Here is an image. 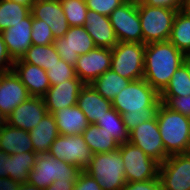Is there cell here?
Returning a JSON list of instances; mask_svg holds the SVG:
<instances>
[{"label":"cell","mask_w":190,"mask_h":190,"mask_svg":"<svg viewBox=\"0 0 190 190\" xmlns=\"http://www.w3.org/2000/svg\"><path fill=\"white\" fill-rule=\"evenodd\" d=\"M38 154L34 151L8 154L9 180L7 186L28 181L29 173L34 168Z\"/></svg>","instance_id":"484cf974"},{"label":"cell","mask_w":190,"mask_h":190,"mask_svg":"<svg viewBox=\"0 0 190 190\" xmlns=\"http://www.w3.org/2000/svg\"><path fill=\"white\" fill-rule=\"evenodd\" d=\"M30 11L33 18L44 20L49 25L55 39L63 37L69 30L60 0H35Z\"/></svg>","instance_id":"e0dca14e"},{"label":"cell","mask_w":190,"mask_h":190,"mask_svg":"<svg viewBox=\"0 0 190 190\" xmlns=\"http://www.w3.org/2000/svg\"><path fill=\"white\" fill-rule=\"evenodd\" d=\"M121 190H163L161 181L158 178L142 182H126Z\"/></svg>","instance_id":"f35d334b"},{"label":"cell","mask_w":190,"mask_h":190,"mask_svg":"<svg viewBox=\"0 0 190 190\" xmlns=\"http://www.w3.org/2000/svg\"><path fill=\"white\" fill-rule=\"evenodd\" d=\"M84 27L96 47L112 49L119 42L108 16L88 9Z\"/></svg>","instance_id":"ffe728a7"},{"label":"cell","mask_w":190,"mask_h":190,"mask_svg":"<svg viewBox=\"0 0 190 190\" xmlns=\"http://www.w3.org/2000/svg\"><path fill=\"white\" fill-rule=\"evenodd\" d=\"M81 170L50 154H38L34 168L29 173L30 184L45 190L54 181H76Z\"/></svg>","instance_id":"8992f818"},{"label":"cell","mask_w":190,"mask_h":190,"mask_svg":"<svg viewBox=\"0 0 190 190\" xmlns=\"http://www.w3.org/2000/svg\"><path fill=\"white\" fill-rule=\"evenodd\" d=\"M119 42L143 43L137 2L126 0L109 16Z\"/></svg>","instance_id":"30bf717a"},{"label":"cell","mask_w":190,"mask_h":190,"mask_svg":"<svg viewBox=\"0 0 190 190\" xmlns=\"http://www.w3.org/2000/svg\"><path fill=\"white\" fill-rule=\"evenodd\" d=\"M160 103V94L141 78L130 81L112 100V107L122 115L130 133L139 124L154 119Z\"/></svg>","instance_id":"6da1fadb"},{"label":"cell","mask_w":190,"mask_h":190,"mask_svg":"<svg viewBox=\"0 0 190 190\" xmlns=\"http://www.w3.org/2000/svg\"><path fill=\"white\" fill-rule=\"evenodd\" d=\"M111 61V49L95 47L90 52L79 55L75 66L76 75L85 85L91 84L110 69Z\"/></svg>","instance_id":"5bb4252c"},{"label":"cell","mask_w":190,"mask_h":190,"mask_svg":"<svg viewBox=\"0 0 190 190\" xmlns=\"http://www.w3.org/2000/svg\"><path fill=\"white\" fill-rule=\"evenodd\" d=\"M8 170V154L0 150V189L7 187L9 180Z\"/></svg>","instance_id":"7bdbcfd3"},{"label":"cell","mask_w":190,"mask_h":190,"mask_svg":"<svg viewBox=\"0 0 190 190\" xmlns=\"http://www.w3.org/2000/svg\"><path fill=\"white\" fill-rule=\"evenodd\" d=\"M29 134L34 152L47 154L51 144L60 135L53 114L47 113Z\"/></svg>","instance_id":"cb8c5ba5"},{"label":"cell","mask_w":190,"mask_h":190,"mask_svg":"<svg viewBox=\"0 0 190 190\" xmlns=\"http://www.w3.org/2000/svg\"><path fill=\"white\" fill-rule=\"evenodd\" d=\"M184 63H185V64L187 65V67H188V73H189V77H190V56H187V57L185 58Z\"/></svg>","instance_id":"c3c4849f"},{"label":"cell","mask_w":190,"mask_h":190,"mask_svg":"<svg viewBox=\"0 0 190 190\" xmlns=\"http://www.w3.org/2000/svg\"><path fill=\"white\" fill-rule=\"evenodd\" d=\"M111 53V70L130 81L143 78L145 44L118 42Z\"/></svg>","instance_id":"52a82bcc"},{"label":"cell","mask_w":190,"mask_h":190,"mask_svg":"<svg viewBox=\"0 0 190 190\" xmlns=\"http://www.w3.org/2000/svg\"><path fill=\"white\" fill-rule=\"evenodd\" d=\"M130 83V80L123 78L113 70L105 71L90 85L104 98L113 100Z\"/></svg>","instance_id":"f546056e"},{"label":"cell","mask_w":190,"mask_h":190,"mask_svg":"<svg viewBox=\"0 0 190 190\" xmlns=\"http://www.w3.org/2000/svg\"><path fill=\"white\" fill-rule=\"evenodd\" d=\"M73 190H103L96 180L86 171H81Z\"/></svg>","instance_id":"ab89813d"},{"label":"cell","mask_w":190,"mask_h":190,"mask_svg":"<svg viewBox=\"0 0 190 190\" xmlns=\"http://www.w3.org/2000/svg\"><path fill=\"white\" fill-rule=\"evenodd\" d=\"M59 134L65 136L81 135L89 126L87 117L77 106H70L53 113Z\"/></svg>","instance_id":"603a6c76"},{"label":"cell","mask_w":190,"mask_h":190,"mask_svg":"<svg viewBox=\"0 0 190 190\" xmlns=\"http://www.w3.org/2000/svg\"><path fill=\"white\" fill-rule=\"evenodd\" d=\"M12 70L27 88L30 96L43 97L51 87L46 71L30 63H14Z\"/></svg>","instance_id":"44dd1931"},{"label":"cell","mask_w":190,"mask_h":190,"mask_svg":"<svg viewBox=\"0 0 190 190\" xmlns=\"http://www.w3.org/2000/svg\"><path fill=\"white\" fill-rule=\"evenodd\" d=\"M30 12L28 6L9 0H0V33L20 23Z\"/></svg>","instance_id":"1f68e13d"},{"label":"cell","mask_w":190,"mask_h":190,"mask_svg":"<svg viewBox=\"0 0 190 190\" xmlns=\"http://www.w3.org/2000/svg\"><path fill=\"white\" fill-rule=\"evenodd\" d=\"M156 119L165 151L169 155L190 153V117L160 103Z\"/></svg>","instance_id":"3957f363"},{"label":"cell","mask_w":190,"mask_h":190,"mask_svg":"<svg viewBox=\"0 0 190 190\" xmlns=\"http://www.w3.org/2000/svg\"><path fill=\"white\" fill-rule=\"evenodd\" d=\"M186 57L170 41L145 44L143 79L160 94Z\"/></svg>","instance_id":"7a4b0ae2"},{"label":"cell","mask_w":190,"mask_h":190,"mask_svg":"<svg viewBox=\"0 0 190 190\" xmlns=\"http://www.w3.org/2000/svg\"><path fill=\"white\" fill-rule=\"evenodd\" d=\"M77 106L90 124H96L112 108V101L101 96L90 84L84 85L78 95Z\"/></svg>","instance_id":"7402d4cb"},{"label":"cell","mask_w":190,"mask_h":190,"mask_svg":"<svg viewBox=\"0 0 190 190\" xmlns=\"http://www.w3.org/2000/svg\"><path fill=\"white\" fill-rule=\"evenodd\" d=\"M69 26H84L88 8L84 0H60Z\"/></svg>","instance_id":"836d02e7"},{"label":"cell","mask_w":190,"mask_h":190,"mask_svg":"<svg viewBox=\"0 0 190 190\" xmlns=\"http://www.w3.org/2000/svg\"><path fill=\"white\" fill-rule=\"evenodd\" d=\"M47 113L43 97L30 96L6 117V123L12 127L30 131Z\"/></svg>","instance_id":"9a60e30c"},{"label":"cell","mask_w":190,"mask_h":190,"mask_svg":"<svg viewBox=\"0 0 190 190\" xmlns=\"http://www.w3.org/2000/svg\"><path fill=\"white\" fill-rule=\"evenodd\" d=\"M48 154L85 171L93 153L84 141L83 135H59L50 146Z\"/></svg>","instance_id":"9c48e42d"},{"label":"cell","mask_w":190,"mask_h":190,"mask_svg":"<svg viewBox=\"0 0 190 190\" xmlns=\"http://www.w3.org/2000/svg\"><path fill=\"white\" fill-rule=\"evenodd\" d=\"M129 142L160 164L170 156L163 146L156 117L135 127L129 133Z\"/></svg>","instance_id":"4fadbf2b"},{"label":"cell","mask_w":190,"mask_h":190,"mask_svg":"<svg viewBox=\"0 0 190 190\" xmlns=\"http://www.w3.org/2000/svg\"><path fill=\"white\" fill-rule=\"evenodd\" d=\"M163 190H190V153L170 155L159 167Z\"/></svg>","instance_id":"7c38bea8"},{"label":"cell","mask_w":190,"mask_h":190,"mask_svg":"<svg viewBox=\"0 0 190 190\" xmlns=\"http://www.w3.org/2000/svg\"><path fill=\"white\" fill-rule=\"evenodd\" d=\"M96 125L104 128V131L112 135L119 145L129 142V132L123 122L122 115L113 107L105 112V115L97 121Z\"/></svg>","instance_id":"4dcf8cb0"},{"label":"cell","mask_w":190,"mask_h":190,"mask_svg":"<svg viewBox=\"0 0 190 190\" xmlns=\"http://www.w3.org/2000/svg\"><path fill=\"white\" fill-rule=\"evenodd\" d=\"M13 64L14 61L10 57L7 46L0 35V72L12 70Z\"/></svg>","instance_id":"b9f144b4"},{"label":"cell","mask_w":190,"mask_h":190,"mask_svg":"<svg viewBox=\"0 0 190 190\" xmlns=\"http://www.w3.org/2000/svg\"><path fill=\"white\" fill-rule=\"evenodd\" d=\"M6 124V117L0 112V130Z\"/></svg>","instance_id":"7dc6e473"},{"label":"cell","mask_w":190,"mask_h":190,"mask_svg":"<svg viewBox=\"0 0 190 190\" xmlns=\"http://www.w3.org/2000/svg\"><path fill=\"white\" fill-rule=\"evenodd\" d=\"M60 56L53 44L50 45H34L32 44L24 54V56L14 61V63H30L43 68L45 71L58 63Z\"/></svg>","instance_id":"4316f807"},{"label":"cell","mask_w":190,"mask_h":190,"mask_svg":"<svg viewBox=\"0 0 190 190\" xmlns=\"http://www.w3.org/2000/svg\"><path fill=\"white\" fill-rule=\"evenodd\" d=\"M76 181H54L50 186L45 190H73Z\"/></svg>","instance_id":"ee69618b"},{"label":"cell","mask_w":190,"mask_h":190,"mask_svg":"<svg viewBox=\"0 0 190 190\" xmlns=\"http://www.w3.org/2000/svg\"><path fill=\"white\" fill-rule=\"evenodd\" d=\"M184 9L190 13V0H185Z\"/></svg>","instance_id":"681fc988"},{"label":"cell","mask_w":190,"mask_h":190,"mask_svg":"<svg viewBox=\"0 0 190 190\" xmlns=\"http://www.w3.org/2000/svg\"><path fill=\"white\" fill-rule=\"evenodd\" d=\"M58 55L69 65L75 67L79 55L86 54L96 46L84 26H71L63 37L54 40Z\"/></svg>","instance_id":"8fae6325"},{"label":"cell","mask_w":190,"mask_h":190,"mask_svg":"<svg viewBox=\"0 0 190 190\" xmlns=\"http://www.w3.org/2000/svg\"><path fill=\"white\" fill-rule=\"evenodd\" d=\"M126 182H142L158 178L160 163L130 142L119 145Z\"/></svg>","instance_id":"ba28073f"},{"label":"cell","mask_w":190,"mask_h":190,"mask_svg":"<svg viewBox=\"0 0 190 190\" xmlns=\"http://www.w3.org/2000/svg\"><path fill=\"white\" fill-rule=\"evenodd\" d=\"M143 44L169 41L178 10L145 5L137 1Z\"/></svg>","instance_id":"277c9868"},{"label":"cell","mask_w":190,"mask_h":190,"mask_svg":"<svg viewBox=\"0 0 190 190\" xmlns=\"http://www.w3.org/2000/svg\"><path fill=\"white\" fill-rule=\"evenodd\" d=\"M85 84L77 77L51 86L43 96L48 113L77 105L78 95Z\"/></svg>","instance_id":"ac0fdd59"},{"label":"cell","mask_w":190,"mask_h":190,"mask_svg":"<svg viewBox=\"0 0 190 190\" xmlns=\"http://www.w3.org/2000/svg\"><path fill=\"white\" fill-rule=\"evenodd\" d=\"M9 1H13V2L23 4L25 6H28L30 9L32 7V4L35 2V0H9Z\"/></svg>","instance_id":"bcb514c9"},{"label":"cell","mask_w":190,"mask_h":190,"mask_svg":"<svg viewBox=\"0 0 190 190\" xmlns=\"http://www.w3.org/2000/svg\"><path fill=\"white\" fill-rule=\"evenodd\" d=\"M31 39L34 45H50L55 40L49 25L44 20L35 19L33 16Z\"/></svg>","instance_id":"d590c367"},{"label":"cell","mask_w":190,"mask_h":190,"mask_svg":"<svg viewBox=\"0 0 190 190\" xmlns=\"http://www.w3.org/2000/svg\"><path fill=\"white\" fill-rule=\"evenodd\" d=\"M126 0H88L87 8L99 14L110 16L112 11Z\"/></svg>","instance_id":"74e56055"},{"label":"cell","mask_w":190,"mask_h":190,"mask_svg":"<svg viewBox=\"0 0 190 190\" xmlns=\"http://www.w3.org/2000/svg\"><path fill=\"white\" fill-rule=\"evenodd\" d=\"M29 97L27 88L13 70L0 72V112L5 117Z\"/></svg>","instance_id":"2e32d148"},{"label":"cell","mask_w":190,"mask_h":190,"mask_svg":"<svg viewBox=\"0 0 190 190\" xmlns=\"http://www.w3.org/2000/svg\"><path fill=\"white\" fill-rule=\"evenodd\" d=\"M169 41L186 56H190V13L178 10Z\"/></svg>","instance_id":"f1b7e54d"},{"label":"cell","mask_w":190,"mask_h":190,"mask_svg":"<svg viewBox=\"0 0 190 190\" xmlns=\"http://www.w3.org/2000/svg\"><path fill=\"white\" fill-rule=\"evenodd\" d=\"M190 95V77L188 67L182 64L172 75L169 84L160 93V96H187Z\"/></svg>","instance_id":"d6a6232c"},{"label":"cell","mask_w":190,"mask_h":190,"mask_svg":"<svg viewBox=\"0 0 190 190\" xmlns=\"http://www.w3.org/2000/svg\"><path fill=\"white\" fill-rule=\"evenodd\" d=\"M85 143L92 153H106L119 149V144L112 135L104 131V128L96 124L89 126L82 133Z\"/></svg>","instance_id":"83f0119b"},{"label":"cell","mask_w":190,"mask_h":190,"mask_svg":"<svg viewBox=\"0 0 190 190\" xmlns=\"http://www.w3.org/2000/svg\"><path fill=\"white\" fill-rule=\"evenodd\" d=\"M0 190H42V189L26 181L24 183L12 184L5 188H1Z\"/></svg>","instance_id":"f6af8a7d"},{"label":"cell","mask_w":190,"mask_h":190,"mask_svg":"<svg viewBox=\"0 0 190 190\" xmlns=\"http://www.w3.org/2000/svg\"><path fill=\"white\" fill-rule=\"evenodd\" d=\"M145 5L168 9H184L185 0H141Z\"/></svg>","instance_id":"60d3db41"},{"label":"cell","mask_w":190,"mask_h":190,"mask_svg":"<svg viewBox=\"0 0 190 190\" xmlns=\"http://www.w3.org/2000/svg\"><path fill=\"white\" fill-rule=\"evenodd\" d=\"M0 150L9 155L34 151L29 131L6 123L0 130Z\"/></svg>","instance_id":"d4e9b609"},{"label":"cell","mask_w":190,"mask_h":190,"mask_svg":"<svg viewBox=\"0 0 190 190\" xmlns=\"http://www.w3.org/2000/svg\"><path fill=\"white\" fill-rule=\"evenodd\" d=\"M51 86L58 85L66 80L77 78L75 67L60 59L58 63L46 71Z\"/></svg>","instance_id":"e575fe53"},{"label":"cell","mask_w":190,"mask_h":190,"mask_svg":"<svg viewBox=\"0 0 190 190\" xmlns=\"http://www.w3.org/2000/svg\"><path fill=\"white\" fill-rule=\"evenodd\" d=\"M85 171L96 180L103 190H121L126 184L123 158L118 149L93 154Z\"/></svg>","instance_id":"5b68a950"},{"label":"cell","mask_w":190,"mask_h":190,"mask_svg":"<svg viewBox=\"0 0 190 190\" xmlns=\"http://www.w3.org/2000/svg\"><path fill=\"white\" fill-rule=\"evenodd\" d=\"M161 103L172 111L190 117V95L187 96H160Z\"/></svg>","instance_id":"8d00e7d4"},{"label":"cell","mask_w":190,"mask_h":190,"mask_svg":"<svg viewBox=\"0 0 190 190\" xmlns=\"http://www.w3.org/2000/svg\"><path fill=\"white\" fill-rule=\"evenodd\" d=\"M31 33V13L21 20L20 23H17L15 26L9 27L0 33L13 61L21 59L27 49L32 45Z\"/></svg>","instance_id":"d6986e66"}]
</instances>
